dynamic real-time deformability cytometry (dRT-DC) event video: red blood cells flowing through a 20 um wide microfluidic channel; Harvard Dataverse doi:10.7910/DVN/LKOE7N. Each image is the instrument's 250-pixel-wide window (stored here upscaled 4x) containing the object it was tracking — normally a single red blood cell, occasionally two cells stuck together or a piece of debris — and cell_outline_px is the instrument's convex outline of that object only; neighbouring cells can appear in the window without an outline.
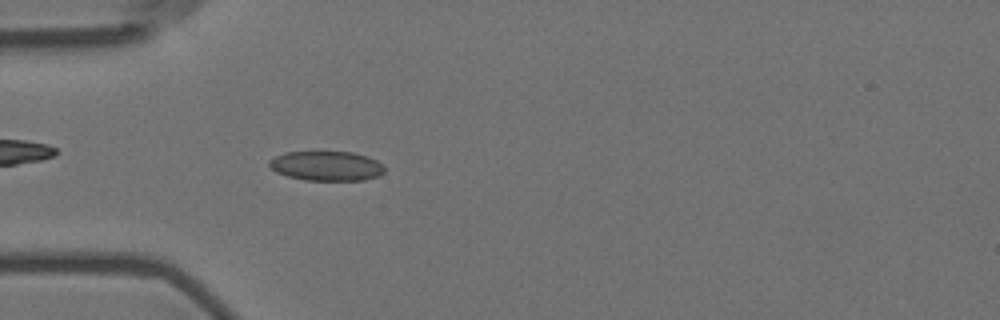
{"species": "Egyptian fruit bat (a non-hibernating species)", "species_latin": "Rousettus aegyptiacus", "temperature_condition": "room temperature", "stored_images_in_passage": 43, "camera_frame_rate_fps": 3000, "um_per_image_px": 0.085, "animal": {"sex": "female"}, "frame": {"image": 1, "passage_image": 3, "time_ms": 0.667, "image_size_px": [1000, 320], "cell_outline_px": [[384, 172], [380, 176], [364, 180], [304, 180], [288, 176], [276, 172], [268, 164], [268, 160], [284, 152], [352, 152], [368, 156], [376, 160], [384, 168]], "centroid_in_image_um": [27.75, 14.1], "position_along_channel_um": 57.2, "area_um2": 19.88}}
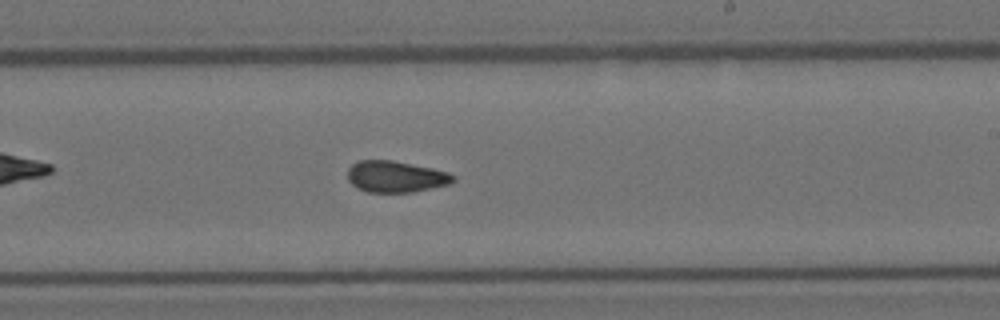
{"frame": {"image": 2, "passage_image": 20, "time_ms": 6.333, "image_size_px": [1000, 320], "cell_outline_px": [[456, 180], [448, 184], [412, 192], [368, 192], [356, 188], [348, 180], [348, 168], [352, 164], [360, 160], [392, 160], [432, 168], [448, 172], [456, 176]], "centroid_in_image_um": [33.63, 15.01], "position_along_channel_um": 255.4, "area_um2": 19.31}}
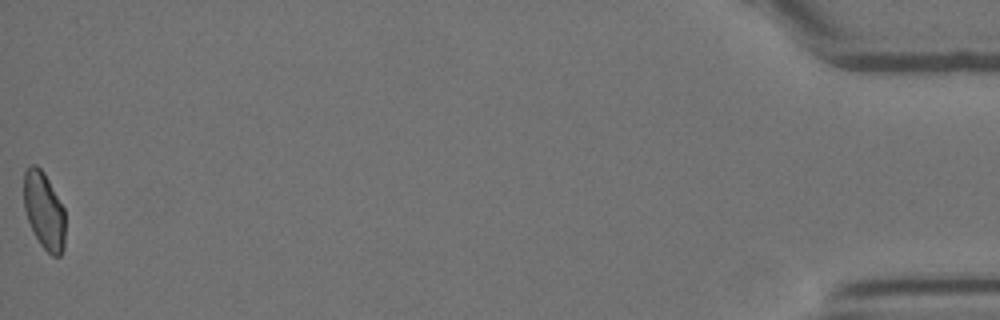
{"frame": {"image": 3, "passage_image": 43, "time_ms": 14.0, "image_size_px": [1000, 320], "cell_outline_px": [[64, 248], [60, 256], [52, 256], [40, 244], [28, 220], [24, 208], [24, 172], [32, 164], [36, 164], [44, 172], [64, 208]], "centroid_in_image_um": [3.74, 17.9], "position_along_channel_um": 431.5, "area_um2": 18.44}, "authors_computed_cell_mechanics": {"area_um2": 19.5364, "velocity_mm_per_s": 3.5785, "shape_relaxation_time_tau1_ms": 11.1306, "shape_relaxation_time_tau2_ms": 2.5255, "deformation_change_tau1": 0.2521, "deformation_change_tau2": 0.0808}}